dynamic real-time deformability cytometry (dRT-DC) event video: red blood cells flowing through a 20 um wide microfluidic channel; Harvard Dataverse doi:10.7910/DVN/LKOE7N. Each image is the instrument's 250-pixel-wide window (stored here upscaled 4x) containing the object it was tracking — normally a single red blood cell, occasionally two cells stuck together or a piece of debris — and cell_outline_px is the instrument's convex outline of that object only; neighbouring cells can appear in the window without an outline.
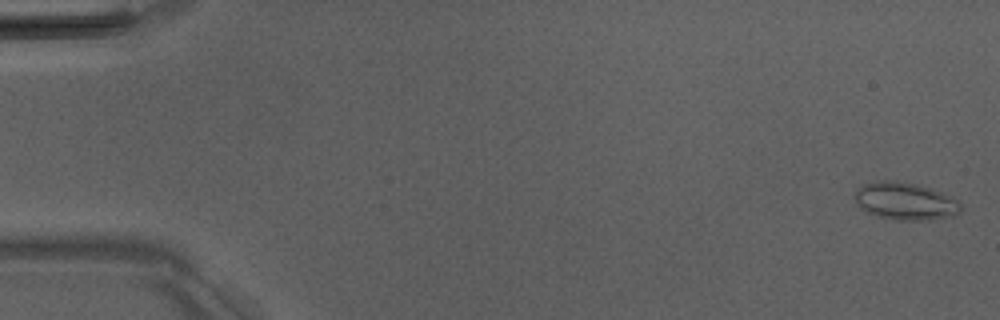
{"species": "Egyptian fruit bat (a non-hibernating species)", "species_latin": "Rousettus aegyptiacus", "temperature_condition": "room temperature", "stored_images_in_passage": 7, "camera_frame_rate_fps": 3000, "um_per_image_px": 0.085, "animal": {"sex": "male"}, "frame": {"image": 1, "passage_image": 1, "time_ms": 0.0, "image_size_px": [1000, 320], "cell_outline_px": [[964, 208], [956, 216], [928, 220], [892, 220], [876, 216], [860, 208], [856, 204], [856, 188], [864, 184], [880, 180], [896, 180], [932, 188], [960, 200]], "centroid_in_image_um": [77.0, 17.11], "position_along_channel_um": 8.0, "area_um2": 23.64}}